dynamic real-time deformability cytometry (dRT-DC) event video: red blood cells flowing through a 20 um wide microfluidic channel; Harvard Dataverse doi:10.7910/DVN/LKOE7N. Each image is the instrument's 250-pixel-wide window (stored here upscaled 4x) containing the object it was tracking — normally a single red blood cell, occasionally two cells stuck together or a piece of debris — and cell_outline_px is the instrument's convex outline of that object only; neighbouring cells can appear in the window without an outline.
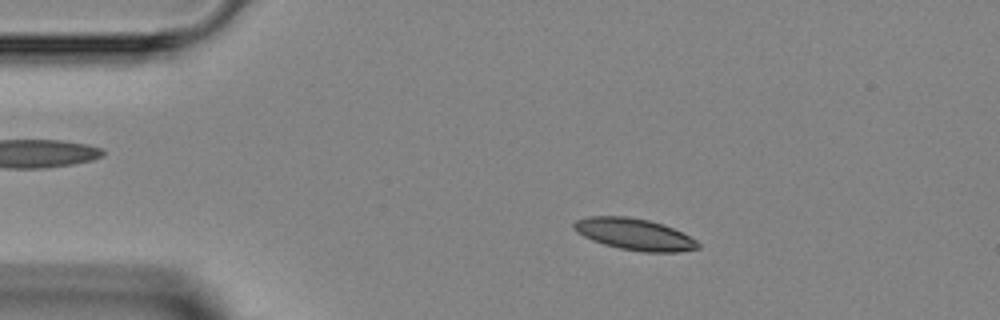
{"species": "Egyptian fruit bat (a non-hibernating species)", "species_latin": "Rousettus aegyptiacus", "temperature_condition": "room temperature", "stored_images_in_passage": 11, "camera_frame_rate_fps": 3000, "um_per_image_px": 0.085, "animal": {"sex": "female"}, "frame": {"image": 1, "passage_image": 5, "time_ms": 1.333, "image_size_px": [1000, 320], "cell_outline_px": [[700, 248], [676, 252], [644, 252], [620, 248], [604, 244], [592, 240], [576, 232], [572, 228], [572, 224], [576, 220], [588, 216], [628, 216], [648, 220], [664, 224], [696, 240], [700, 244]], "centroid_in_image_um": [53.9, 19.9], "position_along_channel_um": 31.1, "area_um2": 22.77}}